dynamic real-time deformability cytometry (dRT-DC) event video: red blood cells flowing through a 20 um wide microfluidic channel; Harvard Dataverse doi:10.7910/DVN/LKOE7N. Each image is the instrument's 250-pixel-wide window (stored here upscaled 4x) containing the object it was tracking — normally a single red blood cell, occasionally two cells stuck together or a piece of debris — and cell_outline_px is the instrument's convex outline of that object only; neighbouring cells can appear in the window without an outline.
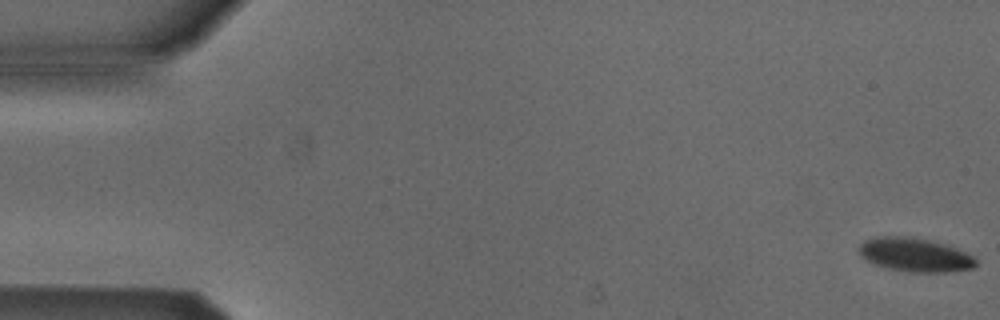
{"species": "Egyptian fruit bat (a non-hibernating species)", "species_latin": "Rousettus aegyptiacus", "temperature_condition": "cold", "stored_images_in_passage": 5, "camera_frame_rate_fps": 3000, "um_per_image_px": 0.085, "animal": {"sex": "male"}, "frame": {"image": 1, "passage_image": 1, "time_ms": 0.0, "image_size_px": [1000, 320], "cell_outline_px": [[976, 264], [972, 268], [948, 272], [908, 272], [888, 268], [864, 260], [856, 252], [856, 248], [864, 240], [880, 236], [896, 236], [928, 240], [944, 244], [956, 248], [972, 256], [976, 260]], "centroid_in_image_um": [77.69, 21.67], "position_along_channel_um": 7.3, "area_um2": 22.89}}
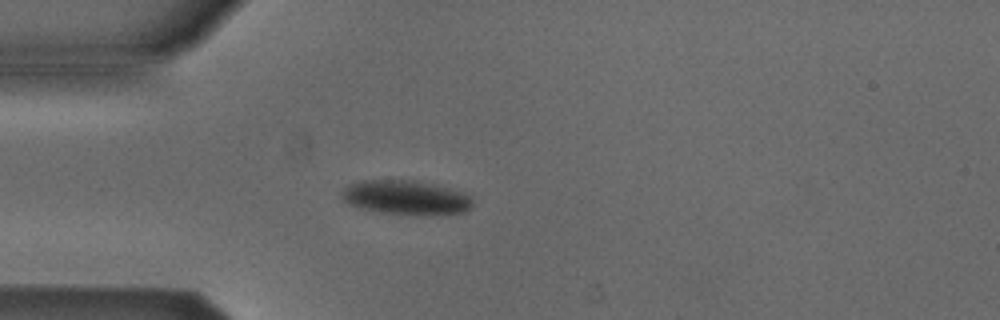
{"frame": {"image": 2, "passage_image": 5, "time_ms": 1.333, "image_size_px": [1000, 320], "cell_outline_px": [[472, 204], [468, 212], [376, 212], [348, 204], [340, 196], [340, 192], [344, 188], [360, 180], [420, 180], [436, 184], [464, 192], [472, 196]], "centroid_in_image_um": [34.47, 16.73], "position_along_channel_um": 50.5, "area_um2": 25.49}}